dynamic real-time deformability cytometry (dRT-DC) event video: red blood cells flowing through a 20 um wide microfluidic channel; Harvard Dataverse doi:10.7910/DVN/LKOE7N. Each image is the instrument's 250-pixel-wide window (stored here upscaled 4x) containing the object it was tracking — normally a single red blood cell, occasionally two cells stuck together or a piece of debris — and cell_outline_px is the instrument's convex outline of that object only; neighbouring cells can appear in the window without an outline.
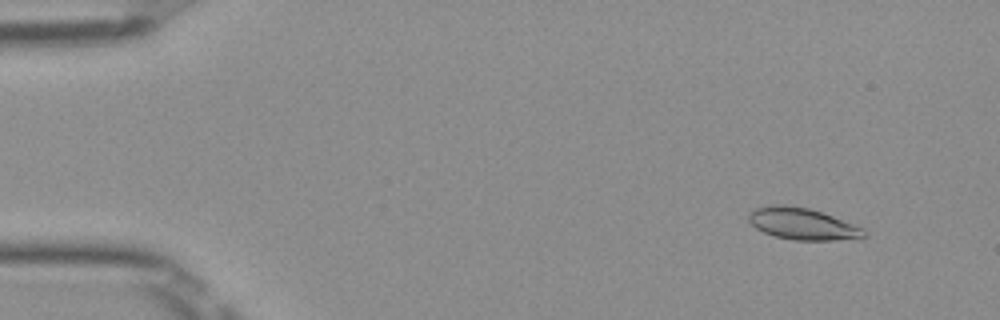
{"species": "Egyptian fruit bat (a non-hibernating species)", "species_latin": "Rousettus aegyptiacus", "temperature_condition": "room temperature", "stored_images_in_passage": 50, "camera_frame_rate_fps": 3000, "um_per_image_px": 0.085, "frame": {"image": 1, "passage_image": 4, "time_ms": 1.0, "image_size_px": [1000, 320], "cell_outline_px": [[868, 236], [860, 240], [796, 240], [776, 236], [764, 232], [756, 228], [748, 220], [748, 216], [756, 208], [772, 204], [784, 204], [808, 208], [832, 216], [864, 228]], "centroid_in_image_um": [68.28, 19.04], "position_along_channel_um": 16.7, "area_um2": 21.39}}
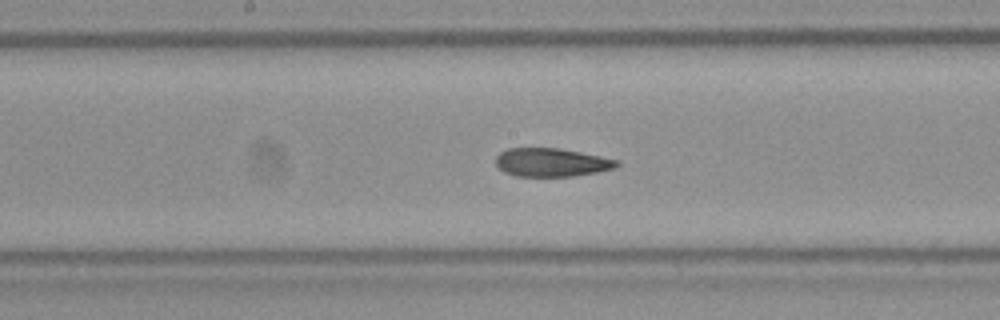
{"frame": {"image": 2, "passage_image": 26, "time_ms": 8.333, "image_size_px": [1000, 320], "cell_outline_px": [[620, 164], [616, 168], [596, 172], [572, 176], [516, 176], [504, 172], [496, 164], [496, 156], [500, 152], [508, 148], [560, 148], [620, 160]], "centroid_in_image_um": [46.89, 13.8], "position_along_channel_um": 201.3, "area_um2": 20.06}}
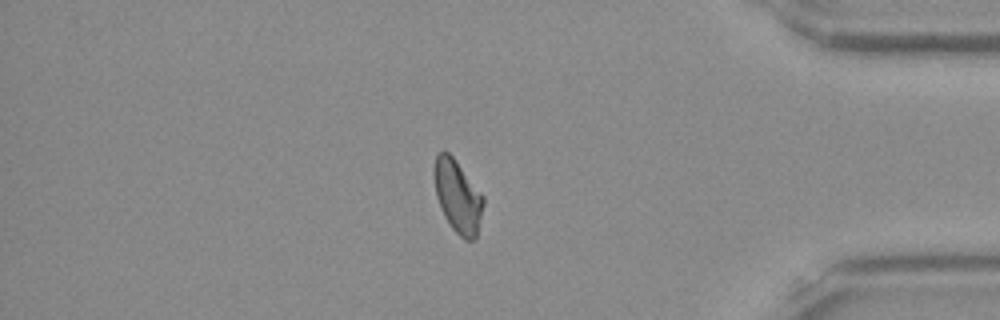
{"frame": {"image": 3, "passage_image": 43, "time_ms": 14.0, "image_size_px": [1000, 320], "cell_outline_px": [[484, 204], [476, 240], [464, 240], [452, 228], [444, 216], [436, 196], [432, 176], [432, 168], [436, 156], [440, 152], [448, 152], [452, 156], [484, 196]], "centroid_in_image_um": [38.89, 16.7], "position_along_channel_um": 396.3, "area_um2": 20.98}, "authors_computed_cell_mechanics": {"area_um2": 20.9814, "velocity_mm_per_s": 3.9732, "shape_relaxation_time_tau1_ms": null, "shape_relaxation_time_tau2_ms": 3.6037, "deformation_change_tau1": null, "deformation_change_tau2": 0.085}}